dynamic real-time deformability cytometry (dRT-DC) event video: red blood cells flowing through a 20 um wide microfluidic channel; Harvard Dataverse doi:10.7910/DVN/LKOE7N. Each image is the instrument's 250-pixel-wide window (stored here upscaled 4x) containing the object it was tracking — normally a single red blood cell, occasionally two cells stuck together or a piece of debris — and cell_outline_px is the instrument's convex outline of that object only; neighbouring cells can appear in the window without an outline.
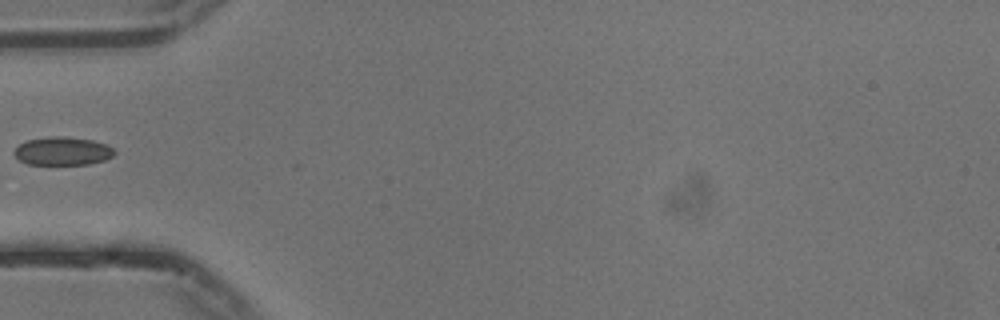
{"species": "common noctule bat (a hibernating species)", "species_latin": "Nyctalus noctula", "temperature_condition": "cold", "stored_images_in_passage": 35, "camera_frame_rate_fps": 3000, "um_per_image_px": 0.085, "animal": {"sex": "male", "body_mass_g": 13.3}, "frame": {"image": 1, "passage_image": 1, "time_ms": 0.0, "image_size_px": [1000, 320], "cell_outline_px": [[116, 152], [112, 156], [104, 160], [88, 164], [28, 164], [20, 160], [12, 152], [20, 144], [28, 140], [52, 136], [64, 136], [92, 140], [104, 144], [112, 148]], "centroid_in_image_um": [5.31, 12.84], "position_along_channel_um": 79.7, "area_um2": 16.3}}
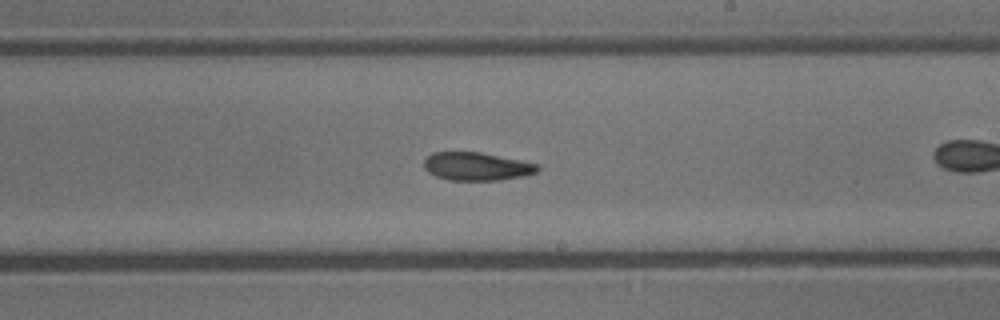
{"frame": {"image": 2, "passage_image": 11, "time_ms": 3.333, "image_size_px": [1000, 320], "cell_outline_px": [[540, 168], [536, 172], [524, 176], [500, 180], [448, 180], [436, 176], [428, 172], [424, 168], [424, 160], [432, 152], [480, 152], [540, 164]], "centroid_in_image_um": [40.52, 14.14], "position_along_channel_um": 248.5, "area_um2": 18.67}}
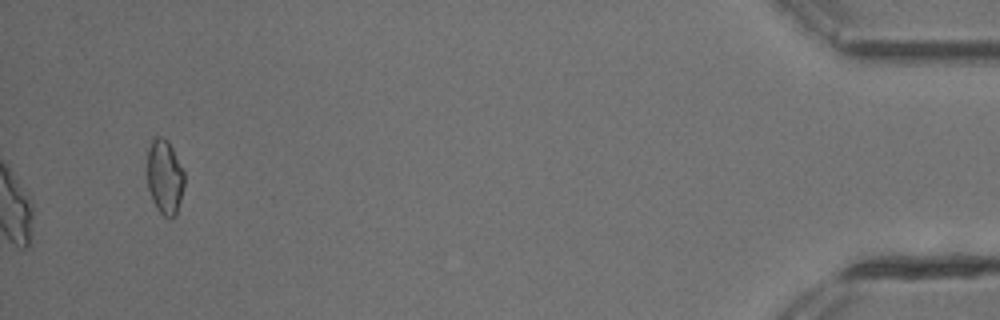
{"frame": {"image": 3, "passage_image": 35, "time_ms": 11.333, "image_size_px": [1000, 320], "cell_outline_px": [[184, 184], [176, 216], [172, 220], [164, 216], [156, 208], [152, 200], [148, 188], [148, 148], [152, 140], [156, 136], [164, 136], [168, 140], [184, 172]], "centroid_in_image_um": [14.0, 15.06], "position_along_channel_um": 421.2, "area_um2": 16.18}}